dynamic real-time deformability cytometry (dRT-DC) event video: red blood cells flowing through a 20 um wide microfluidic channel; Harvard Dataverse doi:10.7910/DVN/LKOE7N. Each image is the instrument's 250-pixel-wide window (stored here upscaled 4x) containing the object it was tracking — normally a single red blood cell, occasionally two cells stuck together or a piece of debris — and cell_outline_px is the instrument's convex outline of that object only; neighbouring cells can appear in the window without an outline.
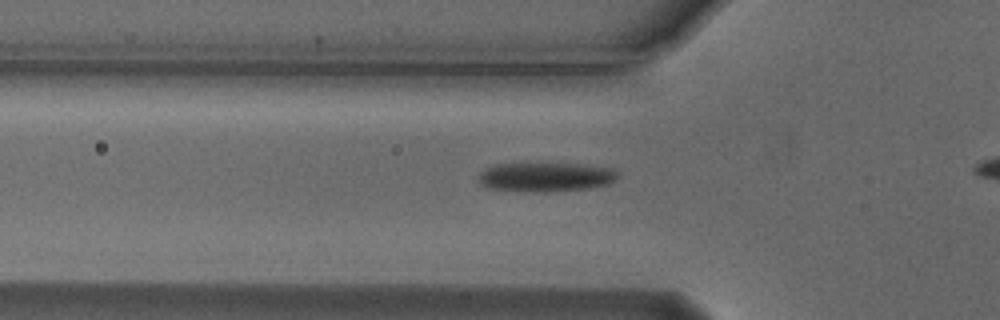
{"species": "Egyptian fruit bat (a non-hibernating species)", "species_latin": "Rousettus aegyptiacus", "temperature_condition": "cold", "stored_images_in_passage": 35, "camera_frame_rate_fps": 3000, "um_per_image_px": 0.085, "animal": {"sex": "male"}, "frame": {"image": 1, "passage_image": 6, "time_ms": 1.667, "image_size_px": [1000, 320], "cell_outline_px": [[620, 176], [608, 184], [584, 188], [548, 192], [536, 192], [488, 188], [480, 184], [480, 172], [496, 164], [584, 164], [612, 168]], "centroid_in_image_um": [46.4, 15.04], "position_along_channel_um": 79.4, "area_um2": 23.35}}
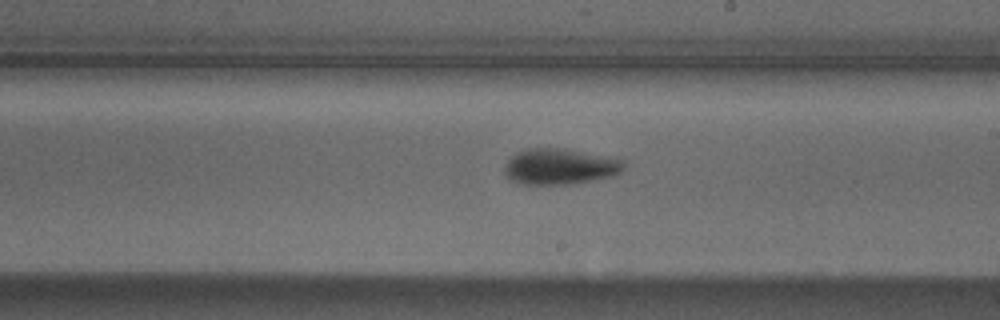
{"frame": {"image": 2, "passage_image": 19, "time_ms": 6.0, "image_size_px": [1000, 320], "cell_outline_px": [[624, 168], [620, 172], [612, 176], [568, 184], [520, 184], [512, 180], [504, 172], [504, 168], [508, 160], [512, 156], [524, 148], [564, 148], [612, 156], [624, 160]], "centroid_in_image_um": [47.61, 14.13], "position_along_channel_um": 241.4, "area_um2": 25.03}}
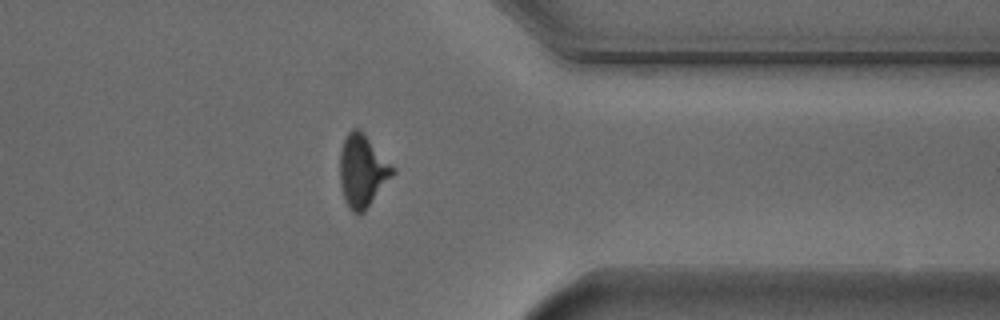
{"frame": {"image": 3, "passage_image": 31, "time_ms": 10.0, "image_size_px": [1000, 320], "cell_outline_px": [[396, 172], [364, 212], [352, 212], [344, 200], [340, 184], [340, 152], [344, 140], [348, 132], [352, 128], [360, 128], [364, 132], [396, 168]], "centroid_in_image_um": [30.82, 14.49], "position_along_channel_um": 380.6, "area_um2": 22.48}, "authors_computed_cell_mechanics": {"area_um2": 23.409, "velocity_mm_per_s": 3.7359, "shape_relaxation_time_tau1_ms": 3.1172, "shape_relaxation_time_tau2_ms": null, "deformation_change_tau1": 0.1397, "deformation_change_tau2": null}}